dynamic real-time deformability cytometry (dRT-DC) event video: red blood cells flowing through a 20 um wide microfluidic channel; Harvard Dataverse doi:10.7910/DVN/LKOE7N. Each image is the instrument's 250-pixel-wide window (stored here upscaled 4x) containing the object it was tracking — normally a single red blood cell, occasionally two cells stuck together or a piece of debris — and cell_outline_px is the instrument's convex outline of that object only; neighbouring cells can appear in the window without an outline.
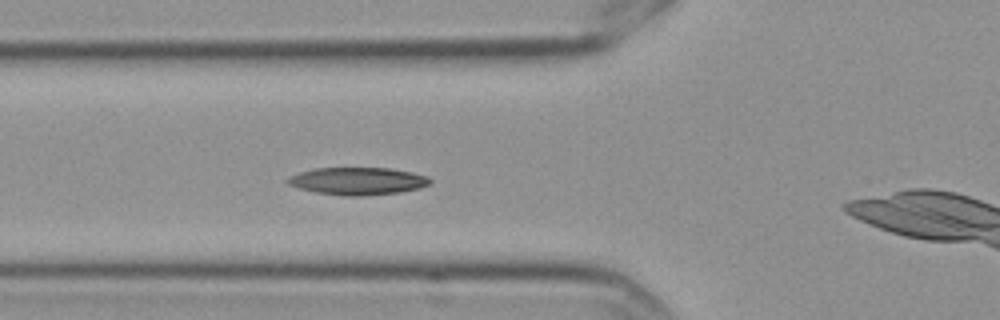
{"species": "Egyptian fruit bat (a non-hibernating species)", "species_latin": "Rousettus aegyptiacus", "temperature_condition": "cold", "stored_images_in_passage": 4, "camera_frame_rate_fps": 3000, "um_per_image_px": 0.085, "frame": {"image": 1, "passage_image": 3, "time_ms": 0.667, "image_size_px": [1000, 320], "cell_outline_px": [[432, 180], [428, 184], [420, 188], [400, 192], [364, 196], [344, 196], [316, 192], [300, 188], [288, 184], [284, 180], [300, 172], [316, 168], [392, 168], [412, 172], [428, 176]], "centroid_in_image_um": [30.43, 15.39], "position_along_channel_um": 95.4, "area_um2": 22.77}}